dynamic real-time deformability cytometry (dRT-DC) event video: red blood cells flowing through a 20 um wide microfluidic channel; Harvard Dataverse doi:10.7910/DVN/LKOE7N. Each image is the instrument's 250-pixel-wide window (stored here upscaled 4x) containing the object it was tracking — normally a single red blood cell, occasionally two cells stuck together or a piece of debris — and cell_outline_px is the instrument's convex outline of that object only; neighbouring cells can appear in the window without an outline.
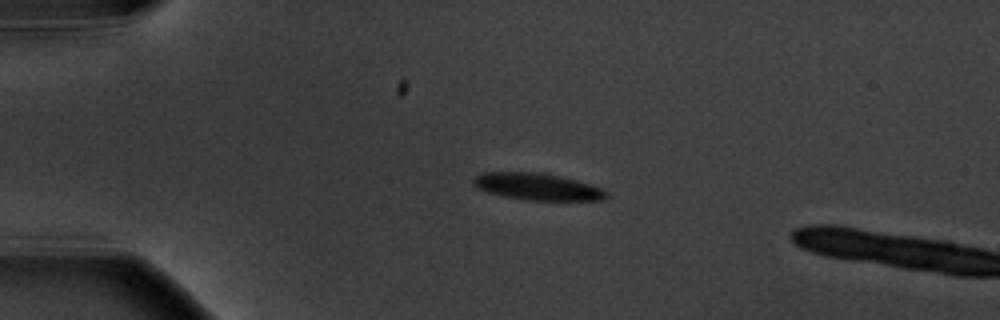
{"species": "common noctule bat (a hibernating species)", "species_latin": "Nyctalus noctula", "temperature_condition": "warm", "stored_images_in_passage": 4, "camera_frame_rate_fps": 3000, "um_per_image_px": 0.085, "animal": {"sex": "male", "body_mass_g": 20.1, "forearm_length_mm": 53.5}, "frame": {"image": 1, "passage_image": 3, "time_ms": 3.333, "image_size_px": [1000, 320], "cell_outline_px": [[608, 196], [604, 200], [528, 200], [504, 196], [488, 192], [476, 188], [472, 180], [480, 172], [536, 172], [560, 176], [576, 180], [604, 188], [608, 192]], "centroid_in_image_um": [45.69, 15.86], "position_along_channel_um": 39.3, "area_um2": 20.87}}